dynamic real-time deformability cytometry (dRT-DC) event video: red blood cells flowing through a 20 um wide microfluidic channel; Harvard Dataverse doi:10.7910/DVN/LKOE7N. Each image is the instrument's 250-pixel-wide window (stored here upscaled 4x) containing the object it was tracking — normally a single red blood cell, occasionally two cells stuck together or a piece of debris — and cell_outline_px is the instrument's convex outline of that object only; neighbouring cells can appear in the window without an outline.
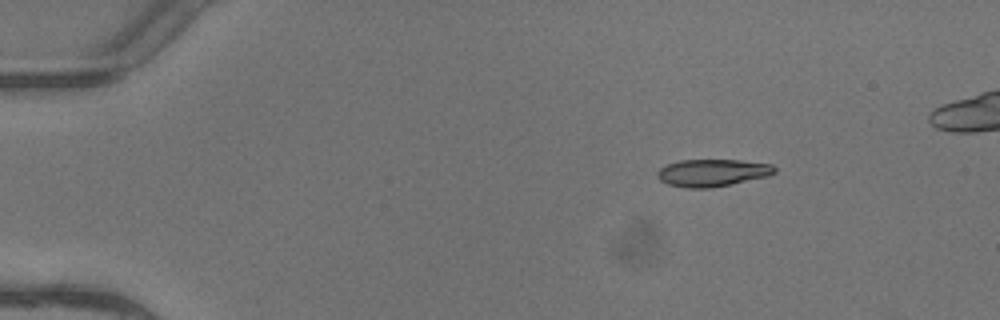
{"species": "common noctule bat (a hibernating species)", "species_latin": "Nyctalus noctula", "temperature_condition": "warm", "stored_images_in_passage": 5, "camera_frame_rate_fps": 3000, "um_per_image_px": 0.085, "animal": {"sex": "female"}, "frame": {"image": 1, "passage_image": 2, "time_ms": 0.333, "image_size_px": [1000, 320], "cell_outline_px": [[776, 172], [768, 176], [732, 184], [712, 188], [688, 188], [668, 184], [660, 180], [656, 176], [656, 172], [660, 168], [668, 164], [680, 160], [740, 160], [772, 164], [776, 168]], "centroid_in_image_um": [60.56, 14.69], "position_along_channel_um": 24.4, "area_um2": 18.73}}